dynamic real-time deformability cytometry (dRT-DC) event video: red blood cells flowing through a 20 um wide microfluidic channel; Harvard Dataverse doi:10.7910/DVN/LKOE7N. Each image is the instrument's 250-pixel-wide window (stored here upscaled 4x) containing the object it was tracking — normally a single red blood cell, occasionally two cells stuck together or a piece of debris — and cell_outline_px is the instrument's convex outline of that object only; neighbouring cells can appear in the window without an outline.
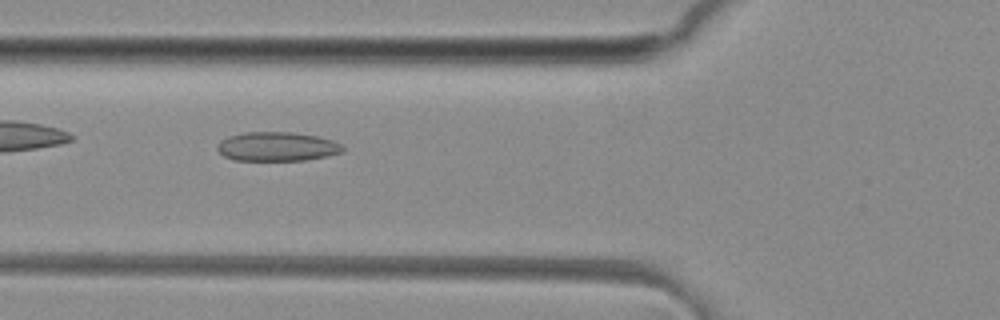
{"species": "common noctule bat (a hibernating species)", "species_latin": "Nyctalus noctula", "temperature_condition": "room temperature", "stored_images_in_passage": 36, "camera_frame_rate_fps": 3000, "um_per_image_px": 0.085, "animal": {"sex": "female", "body_mass_g": 29.2, "forearm_length_mm": 56.3}, "frame": {"image": 1, "passage_image": 5, "time_ms": 1.333, "image_size_px": [1000, 320], "cell_outline_px": [[344, 152], [328, 156], [308, 160], [236, 160], [224, 156], [216, 148], [220, 140], [228, 136], [244, 132], [292, 132], [316, 136], [332, 140], [340, 144], [344, 148]], "centroid_in_image_um": [23.56, 12.46], "position_along_channel_um": 102.2, "area_um2": 21.33}}
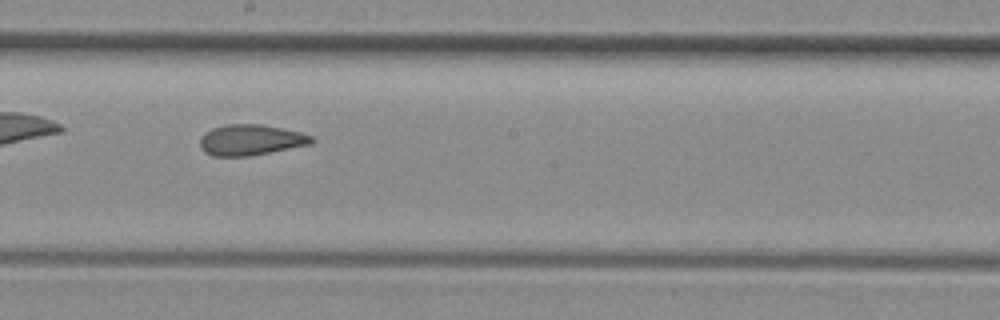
{"frame": {"image": 2, "passage_image": 14, "time_ms": 4.333, "image_size_px": [1000, 320], "cell_outline_px": [[316, 140], [312, 144], [248, 156], [212, 156], [204, 152], [200, 148], [200, 136], [204, 132], [212, 128], [228, 124], [260, 124], [300, 132], [312, 136]], "centroid_in_image_um": [21.28, 11.89], "position_along_channel_um": 226.9, "area_um2": 20.06}}
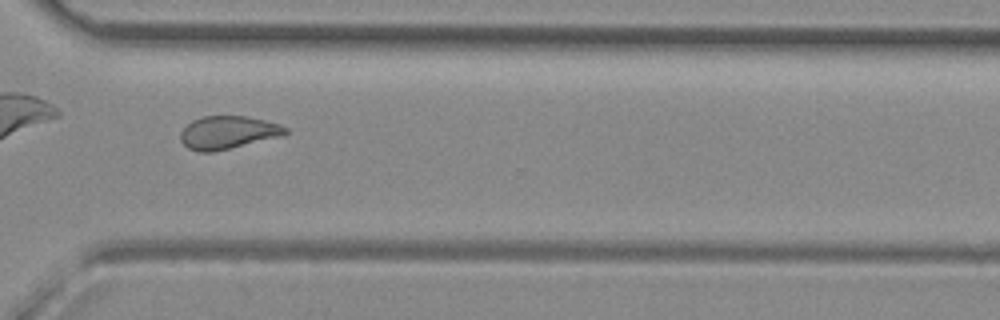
{"frame": {"image": 3, "passage_image": 23, "time_ms": 7.333, "image_size_px": [1000, 320], "cell_outline_px": [[288, 132], [280, 136], [212, 152], [200, 152], [188, 148], [180, 140], [180, 132], [192, 120], [204, 116], [248, 116], [280, 124], [288, 128]], "centroid_in_image_um": [19.35, 11.25], "position_along_channel_um": 351.2, "area_um2": 19.94}, "authors_computed_cell_mechanics": {"area_um2": 20.4612, "velocity_mm_per_s": 4.147, "shape_relaxation_time_tau1_ms": null, "shape_relaxation_time_tau2_ms": 2.2354, "deformation_change_tau1": null, "deformation_change_tau2": 0.0955}}